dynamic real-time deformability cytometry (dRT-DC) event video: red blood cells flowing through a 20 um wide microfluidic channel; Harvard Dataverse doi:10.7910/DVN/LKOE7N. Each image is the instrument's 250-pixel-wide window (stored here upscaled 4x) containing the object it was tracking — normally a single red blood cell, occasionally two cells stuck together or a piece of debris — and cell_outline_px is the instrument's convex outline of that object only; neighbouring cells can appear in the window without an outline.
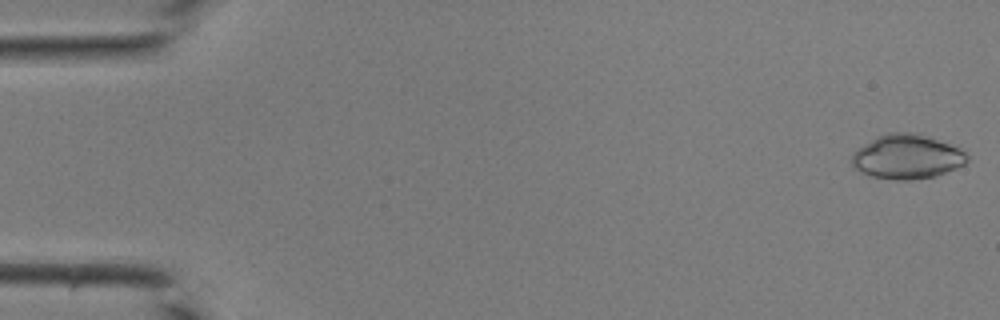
{"species": "common noctule bat (a hibernating species)", "species_latin": "Nyctalus noctula", "temperature_condition": "room temperature", "stored_images_in_passage": 9, "camera_frame_rate_fps": 3000, "um_per_image_px": 0.085, "animal": {"sex": "male", "body_mass_g": 19.0, "forearm_length_mm": 50.8}, "frame": {"image": 1, "passage_image": 1, "time_ms": 0.0, "image_size_px": [1000, 320], "cell_outline_px": [[964, 160], [960, 164], [952, 168], [932, 176], [876, 176], [860, 168], [856, 164], [856, 152], [876, 140], [884, 136], [916, 136], [932, 140], [956, 148], [964, 156]], "centroid_in_image_um": [77.13, 13.34], "position_along_channel_um": 7.9, "area_um2": 24.8}}